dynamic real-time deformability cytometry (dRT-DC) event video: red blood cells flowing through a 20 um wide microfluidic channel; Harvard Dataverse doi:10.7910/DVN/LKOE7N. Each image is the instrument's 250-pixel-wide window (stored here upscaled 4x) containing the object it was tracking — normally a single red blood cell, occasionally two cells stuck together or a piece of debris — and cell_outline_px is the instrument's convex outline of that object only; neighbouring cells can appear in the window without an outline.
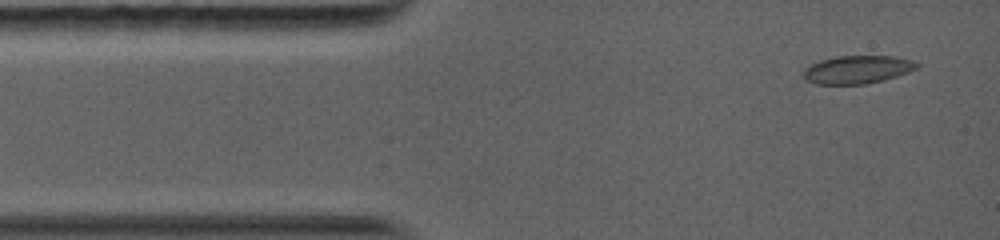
{"species": "common noctule bat (a hibernating species)", "species_latin": "Nyctalus noctula", "temperature_condition": "warm", "stored_images_in_passage": 3, "camera_frame_rate_fps": 5000, "um_per_image_px": 0.085, "animal": {"sex": "female", "body_mass_g": 19.0, "forearm_length_mm": 56.7}, "frame": {"image": 1, "passage_image": 1, "time_ms": 0.0, "image_size_px": [1000, 240], "cell_outline_px": [[920, 64], [916, 68], [908, 72], [884, 80], [864, 84], [816, 84], [804, 80], [804, 68], [820, 60], [836, 56], [896, 56], [912, 60]], "centroid_in_image_um": [72.87, 5.91], "position_along_channel_um": 12.1, "area_um2": 18.55}}